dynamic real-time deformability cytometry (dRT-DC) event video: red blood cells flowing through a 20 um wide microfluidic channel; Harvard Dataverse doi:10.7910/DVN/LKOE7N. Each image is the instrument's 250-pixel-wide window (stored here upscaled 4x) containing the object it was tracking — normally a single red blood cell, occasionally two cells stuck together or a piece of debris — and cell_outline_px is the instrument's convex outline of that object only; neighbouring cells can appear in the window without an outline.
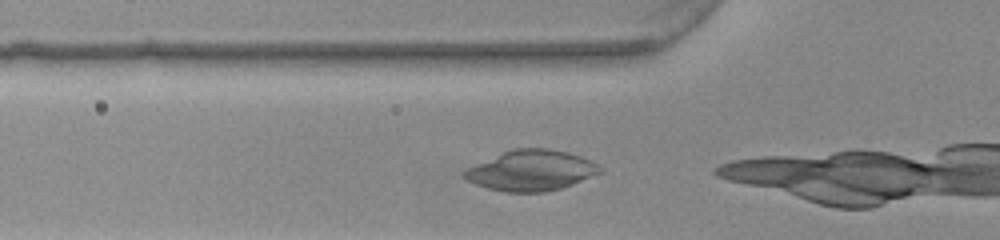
{"species": "common noctule bat (a hibernating species)", "species_latin": "Nyctalus noctula", "temperature_condition": "warm", "stored_images_in_passage": 7, "camera_frame_rate_fps": 3000, "um_per_image_px": 0.085, "animal": {"sex": "female", "body_mass_g": 22.0, "forearm_length_mm": 56.7}, "frame": {"image": 1, "passage_image": 5, "time_ms": 1.333, "image_size_px": [1000, 240], "cell_outline_px": [[604, 172], [572, 184], [560, 188], [544, 192], [508, 192], [488, 188], [476, 184], [468, 180], [464, 176], [464, 172], [468, 168], [504, 152], [516, 148], [548, 148], [568, 152], [580, 156], [596, 164]], "centroid_in_image_um": [45.19, 14.49], "position_along_channel_um": 80.6, "area_um2": 31.44}}